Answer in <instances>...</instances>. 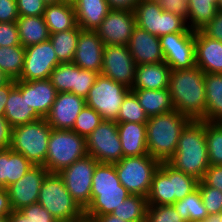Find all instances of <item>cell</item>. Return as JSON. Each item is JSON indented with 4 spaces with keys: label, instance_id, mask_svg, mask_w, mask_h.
I'll use <instances>...</instances> for the list:
<instances>
[{
    "label": "cell",
    "instance_id": "1",
    "mask_svg": "<svg viewBox=\"0 0 222 222\" xmlns=\"http://www.w3.org/2000/svg\"><path fill=\"white\" fill-rule=\"evenodd\" d=\"M173 168L202 181L210 166L205 121L191 120L182 130L176 152L167 160Z\"/></svg>",
    "mask_w": 222,
    "mask_h": 222
},
{
    "label": "cell",
    "instance_id": "2",
    "mask_svg": "<svg viewBox=\"0 0 222 222\" xmlns=\"http://www.w3.org/2000/svg\"><path fill=\"white\" fill-rule=\"evenodd\" d=\"M205 73L197 66L171 71L169 91L174 109L191 120L206 114Z\"/></svg>",
    "mask_w": 222,
    "mask_h": 222
},
{
    "label": "cell",
    "instance_id": "3",
    "mask_svg": "<svg viewBox=\"0 0 222 222\" xmlns=\"http://www.w3.org/2000/svg\"><path fill=\"white\" fill-rule=\"evenodd\" d=\"M190 121L177 110L149 117L146 123L148 154L160 162H167L176 152L181 132Z\"/></svg>",
    "mask_w": 222,
    "mask_h": 222
},
{
    "label": "cell",
    "instance_id": "4",
    "mask_svg": "<svg viewBox=\"0 0 222 222\" xmlns=\"http://www.w3.org/2000/svg\"><path fill=\"white\" fill-rule=\"evenodd\" d=\"M198 183L196 178L161 162L152 178L147 205H173L195 191Z\"/></svg>",
    "mask_w": 222,
    "mask_h": 222
},
{
    "label": "cell",
    "instance_id": "5",
    "mask_svg": "<svg viewBox=\"0 0 222 222\" xmlns=\"http://www.w3.org/2000/svg\"><path fill=\"white\" fill-rule=\"evenodd\" d=\"M38 203L59 222H77L84 218V210L72 198L58 173L49 172L46 175Z\"/></svg>",
    "mask_w": 222,
    "mask_h": 222
},
{
    "label": "cell",
    "instance_id": "6",
    "mask_svg": "<svg viewBox=\"0 0 222 222\" xmlns=\"http://www.w3.org/2000/svg\"><path fill=\"white\" fill-rule=\"evenodd\" d=\"M51 131L45 118L12 127L10 149L24 155L33 165L44 166Z\"/></svg>",
    "mask_w": 222,
    "mask_h": 222
},
{
    "label": "cell",
    "instance_id": "7",
    "mask_svg": "<svg viewBox=\"0 0 222 222\" xmlns=\"http://www.w3.org/2000/svg\"><path fill=\"white\" fill-rule=\"evenodd\" d=\"M87 155L86 138L72 130L52 129L44 167L59 173Z\"/></svg>",
    "mask_w": 222,
    "mask_h": 222
},
{
    "label": "cell",
    "instance_id": "8",
    "mask_svg": "<svg viewBox=\"0 0 222 222\" xmlns=\"http://www.w3.org/2000/svg\"><path fill=\"white\" fill-rule=\"evenodd\" d=\"M160 163L158 159L146 154L123 157L114 165L121 184L129 193L147 197L153 175Z\"/></svg>",
    "mask_w": 222,
    "mask_h": 222
},
{
    "label": "cell",
    "instance_id": "9",
    "mask_svg": "<svg viewBox=\"0 0 222 222\" xmlns=\"http://www.w3.org/2000/svg\"><path fill=\"white\" fill-rule=\"evenodd\" d=\"M134 14L136 25L157 37L191 30L183 18L163 11L158 1H138Z\"/></svg>",
    "mask_w": 222,
    "mask_h": 222
},
{
    "label": "cell",
    "instance_id": "10",
    "mask_svg": "<svg viewBox=\"0 0 222 222\" xmlns=\"http://www.w3.org/2000/svg\"><path fill=\"white\" fill-rule=\"evenodd\" d=\"M130 91L124 84L99 74L85 98L86 105L98 112L103 120L116 121L123 100Z\"/></svg>",
    "mask_w": 222,
    "mask_h": 222
},
{
    "label": "cell",
    "instance_id": "11",
    "mask_svg": "<svg viewBox=\"0 0 222 222\" xmlns=\"http://www.w3.org/2000/svg\"><path fill=\"white\" fill-rule=\"evenodd\" d=\"M87 154L99 163H115L123 158L116 121L103 120L86 137Z\"/></svg>",
    "mask_w": 222,
    "mask_h": 222
},
{
    "label": "cell",
    "instance_id": "12",
    "mask_svg": "<svg viewBox=\"0 0 222 222\" xmlns=\"http://www.w3.org/2000/svg\"><path fill=\"white\" fill-rule=\"evenodd\" d=\"M98 163L87 154L58 173L72 198L83 210L91 203L92 178Z\"/></svg>",
    "mask_w": 222,
    "mask_h": 222
},
{
    "label": "cell",
    "instance_id": "13",
    "mask_svg": "<svg viewBox=\"0 0 222 222\" xmlns=\"http://www.w3.org/2000/svg\"><path fill=\"white\" fill-rule=\"evenodd\" d=\"M164 62L172 71L196 66L195 31L170 33L159 37Z\"/></svg>",
    "mask_w": 222,
    "mask_h": 222
},
{
    "label": "cell",
    "instance_id": "14",
    "mask_svg": "<svg viewBox=\"0 0 222 222\" xmlns=\"http://www.w3.org/2000/svg\"><path fill=\"white\" fill-rule=\"evenodd\" d=\"M136 64L127 45L104 46L101 75L132 88Z\"/></svg>",
    "mask_w": 222,
    "mask_h": 222
},
{
    "label": "cell",
    "instance_id": "15",
    "mask_svg": "<svg viewBox=\"0 0 222 222\" xmlns=\"http://www.w3.org/2000/svg\"><path fill=\"white\" fill-rule=\"evenodd\" d=\"M60 62L50 40L25 47L24 67L18 80L48 79Z\"/></svg>",
    "mask_w": 222,
    "mask_h": 222
},
{
    "label": "cell",
    "instance_id": "16",
    "mask_svg": "<svg viewBox=\"0 0 222 222\" xmlns=\"http://www.w3.org/2000/svg\"><path fill=\"white\" fill-rule=\"evenodd\" d=\"M135 26L134 11L111 9L95 31L105 46L127 45Z\"/></svg>",
    "mask_w": 222,
    "mask_h": 222
},
{
    "label": "cell",
    "instance_id": "17",
    "mask_svg": "<svg viewBox=\"0 0 222 222\" xmlns=\"http://www.w3.org/2000/svg\"><path fill=\"white\" fill-rule=\"evenodd\" d=\"M49 171L42 165H34L26 174L6 189L13 210L38 203L39 191Z\"/></svg>",
    "mask_w": 222,
    "mask_h": 222
},
{
    "label": "cell",
    "instance_id": "18",
    "mask_svg": "<svg viewBox=\"0 0 222 222\" xmlns=\"http://www.w3.org/2000/svg\"><path fill=\"white\" fill-rule=\"evenodd\" d=\"M85 105V98L74 93H57L50 112L45 119L52 129L72 130L77 116Z\"/></svg>",
    "mask_w": 222,
    "mask_h": 222
},
{
    "label": "cell",
    "instance_id": "19",
    "mask_svg": "<svg viewBox=\"0 0 222 222\" xmlns=\"http://www.w3.org/2000/svg\"><path fill=\"white\" fill-rule=\"evenodd\" d=\"M104 43L95 30H82L72 63L81 69L92 70L101 74L103 65Z\"/></svg>",
    "mask_w": 222,
    "mask_h": 222
},
{
    "label": "cell",
    "instance_id": "20",
    "mask_svg": "<svg viewBox=\"0 0 222 222\" xmlns=\"http://www.w3.org/2000/svg\"><path fill=\"white\" fill-rule=\"evenodd\" d=\"M15 87L26 97L28 105L45 118L55 101L57 91L50 79L42 80H15Z\"/></svg>",
    "mask_w": 222,
    "mask_h": 222
},
{
    "label": "cell",
    "instance_id": "21",
    "mask_svg": "<svg viewBox=\"0 0 222 222\" xmlns=\"http://www.w3.org/2000/svg\"><path fill=\"white\" fill-rule=\"evenodd\" d=\"M127 46L136 65L164 62L159 37L137 25Z\"/></svg>",
    "mask_w": 222,
    "mask_h": 222
},
{
    "label": "cell",
    "instance_id": "22",
    "mask_svg": "<svg viewBox=\"0 0 222 222\" xmlns=\"http://www.w3.org/2000/svg\"><path fill=\"white\" fill-rule=\"evenodd\" d=\"M196 66L205 74H222V41L195 31Z\"/></svg>",
    "mask_w": 222,
    "mask_h": 222
},
{
    "label": "cell",
    "instance_id": "23",
    "mask_svg": "<svg viewBox=\"0 0 222 222\" xmlns=\"http://www.w3.org/2000/svg\"><path fill=\"white\" fill-rule=\"evenodd\" d=\"M171 71L165 62L136 65L131 89H169Z\"/></svg>",
    "mask_w": 222,
    "mask_h": 222
},
{
    "label": "cell",
    "instance_id": "24",
    "mask_svg": "<svg viewBox=\"0 0 222 222\" xmlns=\"http://www.w3.org/2000/svg\"><path fill=\"white\" fill-rule=\"evenodd\" d=\"M130 195L122 184L118 188L91 189V203L84 210V215L111 214Z\"/></svg>",
    "mask_w": 222,
    "mask_h": 222
},
{
    "label": "cell",
    "instance_id": "25",
    "mask_svg": "<svg viewBox=\"0 0 222 222\" xmlns=\"http://www.w3.org/2000/svg\"><path fill=\"white\" fill-rule=\"evenodd\" d=\"M123 157L148 154L146 123H117Z\"/></svg>",
    "mask_w": 222,
    "mask_h": 222
},
{
    "label": "cell",
    "instance_id": "26",
    "mask_svg": "<svg viewBox=\"0 0 222 222\" xmlns=\"http://www.w3.org/2000/svg\"><path fill=\"white\" fill-rule=\"evenodd\" d=\"M73 6L82 30H96L111 10L107 0H76Z\"/></svg>",
    "mask_w": 222,
    "mask_h": 222
},
{
    "label": "cell",
    "instance_id": "27",
    "mask_svg": "<svg viewBox=\"0 0 222 222\" xmlns=\"http://www.w3.org/2000/svg\"><path fill=\"white\" fill-rule=\"evenodd\" d=\"M33 166L24 155L10 148L0 150V187L7 188L15 183Z\"/></svg>",
    "mask_w": 222,
    "mask_h": 222
},
{
    "label": "cell",
    "instance_id": "28",
    "mask_svg": "<svg viewBox=\"0 0 222 222\" xmlns=\"http://www.w3.org/2000/svg\"><path fill=\"white\" fill-rule=\"evenodd\" d=\"M4 117L12 127L30 123L42 118L34 108L28 105L26 97H23L16 87H14L9 93L4 108Z\"/></svg>",
    "mask_w": 222,
    "mask_h": 222
},
{
    "label": "cell",
    "instance_id": "29",
    "mask_svg": "<svg viewBox=\"0 0 222 222\" xmlns=\"http://www.w3.org/2000/svg\"><path fill=\"white\" fill-rule=\"evenodd\" d=\"M43 18L50 34L74 29L77 26L74 6L68 3L47 4Z\"/></svg>",
    "mask_w": 222,
    "mask_h": 222
},
{
    "label": "cell",
    "instance_id": "30",
    "mask_svg": "<svg viewBox=\"0 0 222 222\" xmlns=\"http://www.w3.org/2000/svg\"><path fill=\"white\" fill-rule=\"evenodd\" d=\"M148 117L174 111L169 89H131Z\"/></svg>",
    "mask_w": 222,
    "mask_h": 222
},
{
    "label": "cell",
    "instance_id": "31",
    "mask_svg": "<svg viewBox=\"0 0 222 222\" xmlns=\"http://www.w3.org/2000/svg\"><path fill=\"white\" fill-rule=\"evenodd\" d=\"M16 23L18 26L20 44L23 47L36 45L50 38V32L43 16L19 17Z\"/></svg>",
    "mask_w": 222,
    "mask_h": 222
},
{
    "label": "cell",
    "instance_id": "32",
    "mask_svg": "<svg viewBox=\"0 0 222 222\" xmlns=\"http://www.w3.org/2000/svg\"><path fill=\"white\" fill-rule=\"evenodd\" d=\"M206 114L201 119L208 122L222 120V74L205 75Z\"/></svg>",
    "mask_w": 222,
    "mask_h": 222
},
{
    "label": "cell",
    "instance_id": "33",
    "mask_svg": "<svg viewBox=\"0 0 222 222\" xmlns=\"http://www.w3.org/2000/svg\"><path fill=\"white\" fill-rule=\"evenodd\" d=\"M79 34L80 28L78 25L74 29L50 34L49 40L60 63H72Z\"/></svg>",
    "mask_w": 222,
    "mask_h": 222
},
{
    "label": "cell",
    "instance_id": "34",
    "mask_svg": "<svg viewBox=\"0 0 222 222\" xmlns=\"http://www.w3.org/2000/svg\"><path fill=\"white\" fill-rule=\"evenodd\" d=\"M188 27L193 31L204 28L217 14V0H188Z\"/></svg>",
    "mask_w": 222,
    "mask_h": 222
},
{
    "label": "cell",
    "instance_id": "35",
    "mask_svg": "<svg viewBox=\"0 0 222 222\" xmlns=\"http://www.w3.org/2000/svg\"><path fill=\"white\" fill-rule=\"evenodd\" d=\"M25 47H0V70L10 79L18 80L24 67Z\"/></svg>",
    "mask_w": 222,
    "mask_h": 222
},
{
    "label": "cell",
    "instance_id": "36",
    "mask_svg": "<svg viewBox=\"0 0 222 222\" xmlns=\"http://www.w3.org/2000/svg\"><path fill=\"white\" fill-rule=\"evenodd\" d=\"M173 207L186 222L204 220L208 216L198 188L182 200L176 201Z\"/></svg>",
    "mask_w": 222,
    "mask_h": 222
},
{
    "label": "cell",
    "instance_id": "37",
    "mask_svg": "<svg viewBox=\"0 0 222 222\" xmlns=\"http://www.w3.org/2000/svg\"><path fill=\"white\" fill-rule=\"evenodd\" d=\"M147 198L141 195H130L111 213L125 222H145Z\"/></svg>",
    "mask_w": 222,
    "mask_h": 222
},
{
    "label": "cell",
    "instance_id": "38",
    "mask_svg": "<svg viewBox=\"0 0 222 222\" xmlns=\"http://www.w3.org/2000/svg\"><path fill=\"white\" fill-rule=\"evenodd\" d=\"M79 67L74 63H60L50 74V81L57 93L71 92L76 95V81Z\"/></svg>",
    "mask_w": 222,
    "mask_h": 222
},
{
    "label": "cell",
    "instance_id": "39",
    "mask_svg": "<svg viewBox=\"0 0 222 222\" xmlns=\"http://www.w3.org/2000/svg\"><path fill=\"white\" fill-rule=\"evenodd\" d=\"M205 138L210 165H222V124L205 121Z\"/></svg>",
    "mask_w": 222,
    "mask_h": 222
},
{
    "label": "cell",
    "instance_id": "40",
    "mask_svg": "<svg viewBox=\"0 0 222 222\" xmlns=\"http://www.w3.org/2000/svg\"><path fill=\"white\" fill-rule=\"evenodd\" d=\"M148 119L149 117L140 105L136 95L130 91L123 100L116 122L147 123Z\"/></svg>",
    "mask_w": 222,
    "mask_h": 222
},
{
    "label": "cell",
    "instance_id": "41",
    "mask_svg": "<svg viewBox=\"0 0 222 222\" xmlns=\"http://www.w3.org/2000/svg\"><path fill=\"white\" fill-rule=\"evenodd\" d=\"M119 185H121V182L114 163H98L96 165L91 189L118 188Z\"/></svg>",
    "mask_w": 222,
    "mask_h": 222
},
{
    "label": "cell",
    "instance_id": "42",
    "mask_svg": "<svg viewBox=\"0 0 222 222\" xmlns=\"http://www.w3.org/2000/svg\"><path fill=\"white\" fill-rule=\"evenodd\" d=\"M102 121L98 112L85 105L77 116L72 131L86 138Z\"/></svg>",
    "mask_w": 222,
    "mask_h": 222
},
{
    "label": "cell",
    "instance_id": "43",
    "mask_svg": "<svg viewBox=\"0 0 222 222\" xmlns=\"http://www.w3.org/2000/svg\"><path fill=\"white\" fill-rule=\"evenodd\" d=\"M145 222H186L173 205H147Z\"/></svg>",
    "mask_w": 222,
    "mask_h": 222
},
{
    "label": "cell",
    "instance_id": "44",
    "mask_svg": "<svg viewBox=\"0 0 222 222\" xmlns=\"http://www.w3.org/2000/svg\"><path fill=\"white\" fill-rule=\"evenodd\" d=\"M198 189L208 215L222 213V192L216 188L207 186L203 181H199Z\"/></svg>",
    "mask_w": 222,
    "mask_h": 222
},
{
    "label": "cell",
    "instance_id": "45",
    "mask_svg": "<svg viewBox=\"0 0 222 222\" xmlns=\"http://www.w3.org/2000/svg\"><path fill=\"white\" fill-rule=\"evenodd\" d=\"M19 45L21 44L17 23H0V47H12Z\"/></svg>",
    "mask_w": 222,
    "mask_h": 222
},
{
    "label": "cell",
    "instance_id": "46",
    "mask_svg": "<svg viewBox=\"0 0 222 222\" xmlns=\"http://www.w3.org/2000/svg\"><path fill=\"white\" fill-rule=\"evenodd\" d=\"M98 76L99 73L97 72L79 67V74H77L76 81V95L86 98Z\"/></svg>",
    "mask_w": 222,
    "mask_h": 222
},
{
    "label": "cell",
    "instance_id": "47",
    "mask_svg": "<svg viewBox=\"0 0 222 222\" xmlns=\"http://www.w3.org/2000/svg\"><path fill=\"white\" fill-rule=\"evenodd\" d=\"M20 17L43 16L46 3L43 0H16Z\"/></svg>",
    "mask_w": 222,
    "mask_h": 222
},
{
    "label": "cell",
    "instance_id": "48",
    "mask_svg": "<svg viewBox=\"0 0 222 222\" xmlns=\"http://www.w3.org/2000/svg\"><path fill=\"white\" fill-rule=\"evenodd\" d=\"M20 211L32 222H59L39 203L23 207Z\"/></svg>",
    "mask_w": 222,
    "mask_h": 222
},
{
    "label": "cell",
    "instance_id": "49",
    "mask_svg": "<svg viewBox=\"0 0 222 222\" xmlns=\"http://www.w3.org/2000/svg\"><path fill=\"white\" fill-rule=\"evenodd\" d=\"M163 11H167L183 18L188 23L189 1L188 0H158Z\"/></svg>",
    "mask_w": 222,
    "mask_h": 222
},
{
    "label": "cell",
    "instance_id": "50",
    "mask_svg": "<svg viewBox=\"0 0 222 222\" xmlns=\"http://www.w3.org/2000/svg\"><path fill=\"white\" fill-rule=\"evenodd\" d=\"M19 17L16 0H0V23L16 22Z\"/></svg>",
    "mask_w": 222,
    "mask_h": 222
},
{
    "label": "cell",
    "instance_id": "51",
    "mask_svg": "<svg viewBox=\"0 0 222 222\" xmlns=\"http://www.w3.org/2000/svg\"><path fill=\"white\" fill-rule=\"evenodd\" d=\"M202 181L222 192V165H210Z\"/></svg>",
    "mask_w": 222,
    "mask_h": 222
},
{
    "label": "cell",
    "instance_id": "52",
    "mask_svg": "<svg viewBox=\"0 0 222 222\" xmlns=\"http://www.w3.org/2000/svg\"><path fill=\"white\" fill-rule=\"evenodd\" d=\"M201 31L212 39L222 41V11L218 10L215 17Z\"/></svg>",
    "mask_w": 222,
    "mask_h": 222
},
{
    "label": "cell",
    "instance_id": "53",
    "mask_svg": "<svg viewBox=\"0 0 222 222\" xmlns=\"http://www.w3.org/2000/svg\"><path fill=\"white\" fill-rule=\"evenodd\" d=\"M12 137V126L4 116H0V150L9 149Z\"/></svg>",
    "mask_w": 222,
    "mask_h": 222
},
{
    "label": "cell",
    "instance_id": "54",
    "mask_svg": "<svg viewBox=\"0 0 222 222\" xmlns=\"http://www.w3.org/2000/svg\"><path fill=\"white\" fill-rule=\"evenodd\" d=\"M13 211L6 188L0 187V216H8Z\"/></svg>",
    "mask_w": 222,
    "mask_h": 222
},
{
    "label": "cell",
    "instance_id": "55",
    "mask_svg": "<svg viewBox=\"0 0 222 222\" xmlns=\"http://www.w3.org/2000/svg\"><path fill=\"white\" fill-rule=\"evenodd\" d=\"M15 87V80H10L7 84L0 87V116H4V108L10 91Z\"/></svg>",
    "mask_w": 222,
    "mask_h": 222
},
{
    "label": "cell",
    "instance_id": "56",
    "mask_svg": "<svg viewBox=\"0 0 222 222\" xmlns=\"http://www.w3.org/2000/svg\"><path fill=\"white\" fill-rule=\"evenodd\" d=\"M139 0H107L111 9H127L134 11Z\"/></svg>",
    "mask_w": 222,
    "mask_h": 222
},
{
    "label": "cell",
    "instance_id": "57",
    "mask_svg": "<svg viewBox=\"0 0 222 222\" xmlns=\"http://www.w3.org/2000/svg\"><path fill=\"white\" fill-rule=\"evenodd\" d=\"M85 218L93 220L94 222H125L123 219L114 216L113 214L106 215H84Z\"/></svg>",
    "mask_w": 222,
    "mask_h": 222
},
{
    "label": "cell",
    "instance_id": "58",
    "mask_svg": "<svg viewBox=\"0 0 222 222\" xmlns=\"http://www.w3.org/2000/svg\"><path fill=\"white\" fill-rule=\"evenodd\" d=\"M8 222H32L20 210H13L8 215Z\"/></svg>",
    "mask_w": 222,
    "mask_h": 222
},
{
    "label": "cell",
    "instance_id": "59",
    "mask_svg": "<svg viewBox=\"0 0 222 222\" xmlns=\"http://www.w3.org/2000/svg\"><path fill=\"white\" fill-rule=\"evenodd\" d=\"M11 79L0 70V87L7 84Z\"/></svg>",
    "mask_w": 222,
    "mask_h": 222
},
{
    "label": "cell",
    "instance_id": "60",
    "mask_svg": "<svg viewBox=\"0 0 222 222\" xmlns=\"http://www.w3.org/2000/svg\"><path fill=\"white\" fill-rule=\"evenodd\" d=\"M211 222H222V213L211 214Z\"/></svg>",
    "mask_w": 222,
    "mask_h": 222
},
{
    "label": "cell",
    "instance_id": "61",
    "mask_svg": "<svg viewBox=\"0 0 222 222\" xmlns=\"http://www.w3.org/2000/svg\"><path fill=\"white\" fill-rule=\"evenodd\" d=\"M189 222H211V215H208L204 220H194Z\"/></svg>",
    "mask_w": 222,
    "mask_h": 222
},
{
    "label": "cell",
    "instance_id": "62",
    "mask_svg": "<svg viewBox=\"0 0 222 222\" xmlns=\"http://www.w3.org/2000/svg\"><path fill=\"white\" fill-rule=\"evenodd\" d=\"M75 1L76 0H57V3L61 2V3H68V4H72L73 5L75 3Z\"/></svg>",
    "mask_w": 222,
    "mask_h": 222
},
{
    "label": "cell",
    "instance_id": "63",
    "mask_svg": "<svg viewBox=\"0 0 222 222\" xmlns=\"http://www.w3.org/2000/svg\"><path fill=\"white\" fill-rule=\"evenodd\" d=\"M216 4H217V7H218V10L222 11V0H217Z\"/></svg>",
    "mask_w": 222,
    "mask_h": 222
},
{
    "label": "cell",
    "instance_id": "64",
    "mask_svg": "<svg viewBox=\"0 0 222 222\" xmlns=\"http://www.w3.org/2000/svg\"><path fill=\"white\" fill-rule=\"evenodd\" d=\"M43 1L46 3V5L57 3V0H43Z\"/></svg>",
    "mask_w": 222,
    "mask_h": 222
},
{
    "label": "cell",
    "instance_id": "65",
    "mask_svg": "<svg viewBox=\"0 0 222 222\" xmlns=\"http://www.w3.org/2000/svg\"><path fill=\"white\" fill-rule=\"evenodd\" d=\"M0 222H8V216H0Z\"/></svg>",
    "mask_w": 222,
    "mask_h": 222
},
{
    "label": "cell",
    "instance_id": "66",
    "mask_svg": "<svg viewBox=\"0 0 222 222\" xmlns=\"http://www.w3.org/2000/svg\"><path fill=\"white\" fill-rule=\"evenodd\" d=\"M77 222H94V221L84 217L82 220L77 221Z\"/></svg>",
    "mask_w": 222,
    "mask_h": 222
},
{
    "label": "cell",
    "instance_id": "67",
    "mask_svg": "<svg viewBox=\"0 0 222 222\" xmlns=\"http://www.w3.org/2000/svg\"><path fill=\"white\" fill-rule=\"evenodd\" d=\"M139 1H158V0H139Z\"/></svg>",
    "mask_w": 222,
    "mask_h": 222
}]
</instances>
